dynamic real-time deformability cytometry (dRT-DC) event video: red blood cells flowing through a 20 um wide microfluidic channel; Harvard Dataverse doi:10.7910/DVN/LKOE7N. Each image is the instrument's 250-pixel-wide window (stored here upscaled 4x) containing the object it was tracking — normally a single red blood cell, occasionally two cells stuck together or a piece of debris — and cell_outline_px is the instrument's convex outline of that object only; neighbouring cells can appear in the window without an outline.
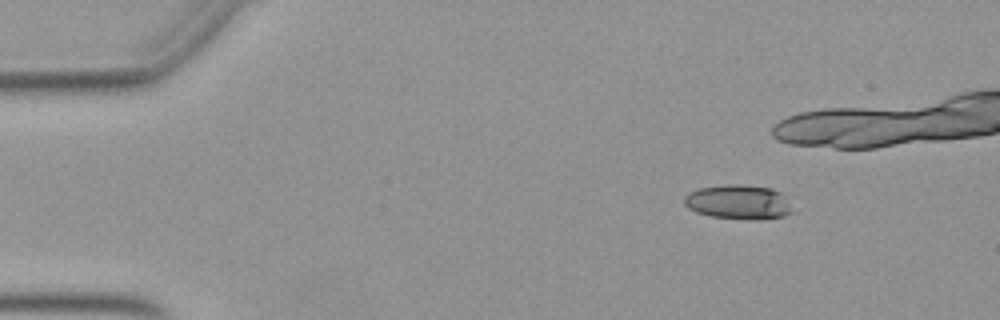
{"species": "Egyptian fruit bat (a non-hibernating species)", "species_latin": "Rousettus aegyptiacus", "temperature_condition": "warm", "stored_images_in_passage": 35, "camera_frame_rate_fps": 3000, "um_per_image_px": 0.085, "animal": {"sex": "female"}, "frame": {"image": 1, "passage_image": 1, "time_ms": 0.0, "image_size_px": [1000, 320], "cell_outline_px": [[792, 212], [784, 216], [708, 216], [696, 212], [688, 208], [684, 204], [684, 196], [688, 192], [700, 188], [724, 184], [740, 184], [772, 188], [780, 192], [788, 204]], "centroid_in_image_um": [62.66, 17.1], "position_along_channel_um": 22.3, "area_um2": 20.58}}
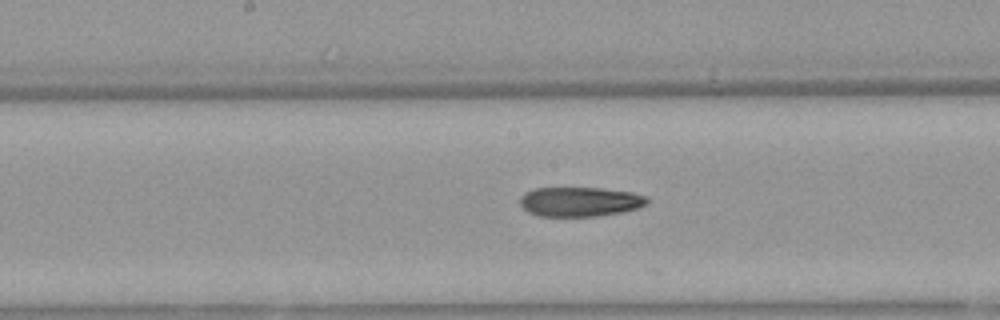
{"frame": {"image": 2, "passage_image": 21, "time_ms": 6.667, "image_size_px": [1000, 320], "cell_outline_px": [[648, 204], [640, 208], [624, 212], [600, 216], [540, 216], [528, 212], [520, 204], [520, 196], [524, 192], [532, 188], [600, 188], [632, 192], [648, 196]], "centroid_in_image_um": [49.33, 17.14], "position_along_channel_um": 198.9, "area_um2": 22.2}}
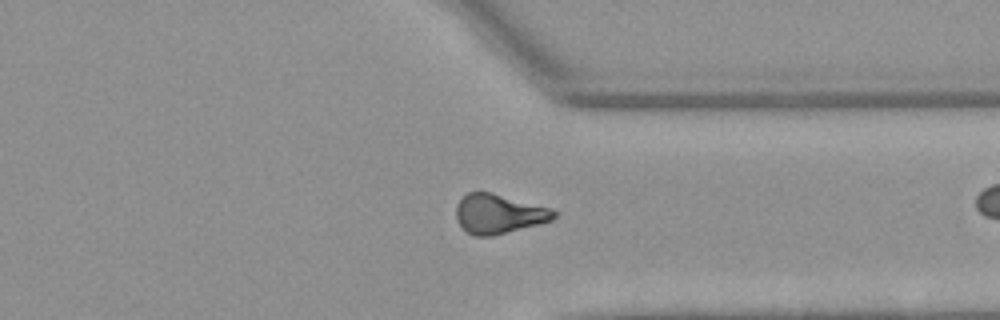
{"frame": {"image": 3, "passage_image": 34, "time_ms": 11.0, "image_size_px": [1000, 320], "cell_outline_px": [[560, 212], [552, 220], [540, 224], [492, 236], [476, 236], [468, 232], [456, 220], [456, 204], [468, 192], [492, 192], [552, 208]], "centroid_in_image_um": [42.43, 18.17], "position_along_channel_um": 369.0, "area_um2": 22.6}}